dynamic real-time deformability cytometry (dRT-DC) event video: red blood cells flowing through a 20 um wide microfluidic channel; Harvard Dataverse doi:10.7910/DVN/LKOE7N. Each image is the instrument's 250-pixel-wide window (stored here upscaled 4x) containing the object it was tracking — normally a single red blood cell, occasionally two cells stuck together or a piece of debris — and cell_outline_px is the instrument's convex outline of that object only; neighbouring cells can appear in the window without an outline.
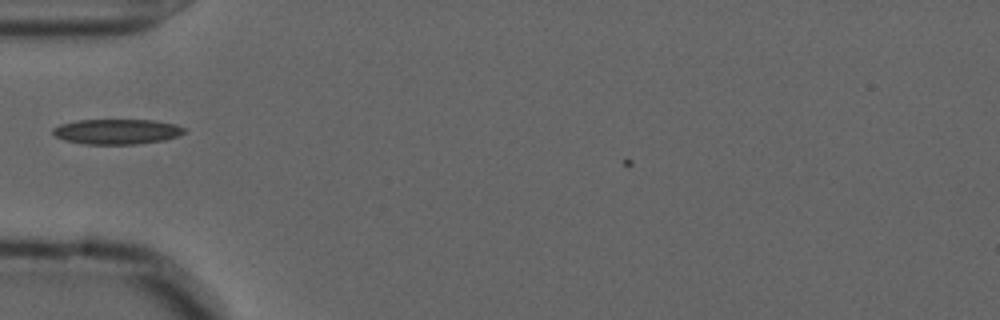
{"species": "common noctule bat (a hibernating species)", "species_latin": "Nyctalus noctula", "temperature_condition": "cold", "stored_images_in_passage": 11, "camera_frame_rate_fps": 3000, "um_per_image_px": 0.085, "animal": {"sex": "male", "forearm_length_mm": 52.5}, "frame": {"image": 1, "passage_image": 8, "time_ms": 2.333, "image_size_px": [1000, 320], "cell_outline_px": [[184, 132], [176, 136], [164, 140], [136, 144], [84, 144], [64, 140], [56, 136], [52, 132], [52, 128], [60, 124], [76, 120], [156, 120], [176, 124], [184, 128]], "centroid_in_image_um": [9.9, 11.18], "position_along_channel_um": 75.1, "area_um2": 19.25}}